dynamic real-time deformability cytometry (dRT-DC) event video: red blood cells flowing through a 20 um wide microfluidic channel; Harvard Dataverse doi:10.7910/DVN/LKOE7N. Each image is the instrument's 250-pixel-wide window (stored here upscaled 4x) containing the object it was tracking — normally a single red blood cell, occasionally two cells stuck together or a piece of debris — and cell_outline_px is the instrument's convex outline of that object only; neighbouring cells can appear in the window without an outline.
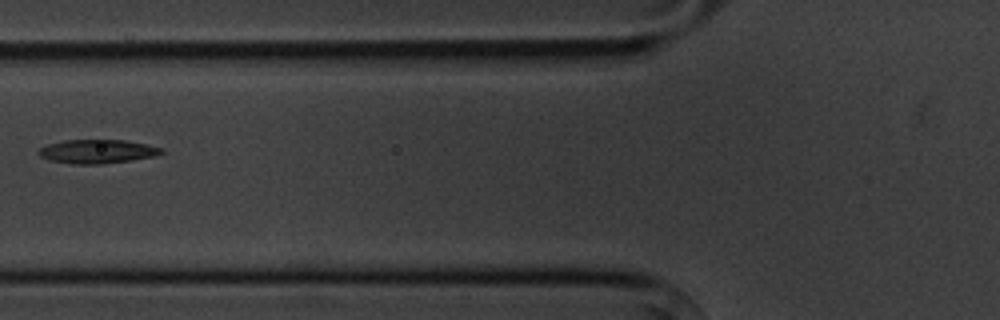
{"species": "common noctule bat (a hibernating species)", "species_latin": "Nyctalus noctula", "temperature_condition": "cold", "stored_images_in_passage": 5, "camera_frame_rate_fps": 3000, "um_per_image_px": 0.085, "animal": {"sex": "male", "body_mass_g": 20.1, "forearm_length_mm": 53.5}, "frame": {"image": 1, "passage_image": 4, "time_ms": 3.667, "image_size_px": [1000, 320], "cell_outline_px": [[164, 152], [156, 156], [132, 160], [100, 164], [76, 164], [48, 160], [40, 156], [36, 152], [40, 148], [48, 144], [64, 140], [124, 140], [164, 148]], "centroid_in_image_um": [8.26, 12.87], "position_along_channel_um": 117.5, "area_um2": 17.05}}
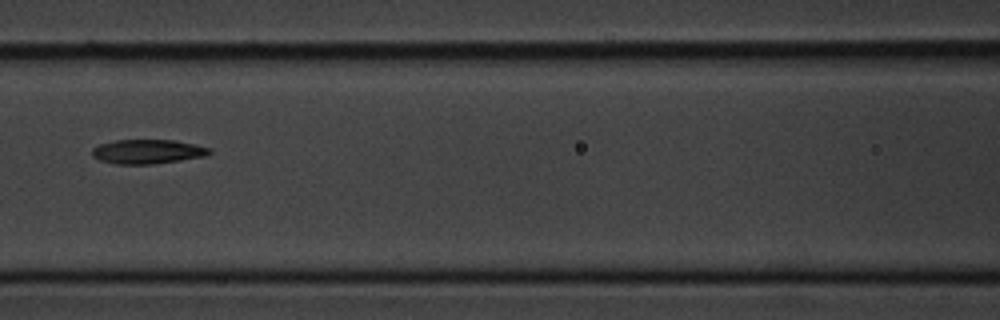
{"frame": {"image": 2, "passage_image": 5, "time_ms": 4.667, "image_size_px": [1000, 320], "cell_outline_px": [[212, 152], [204, 156], [180, 160], [152, 164], [116, 164], [100, 160], [92, 156], [92, 148], [100, 144], [116, 140], [176, 140], [196, 144], [212, 148]], "centroid_in_image_um": [12.56, 12.88], "position_along_channel_um": 154.0, "area_um2": 16.65}}